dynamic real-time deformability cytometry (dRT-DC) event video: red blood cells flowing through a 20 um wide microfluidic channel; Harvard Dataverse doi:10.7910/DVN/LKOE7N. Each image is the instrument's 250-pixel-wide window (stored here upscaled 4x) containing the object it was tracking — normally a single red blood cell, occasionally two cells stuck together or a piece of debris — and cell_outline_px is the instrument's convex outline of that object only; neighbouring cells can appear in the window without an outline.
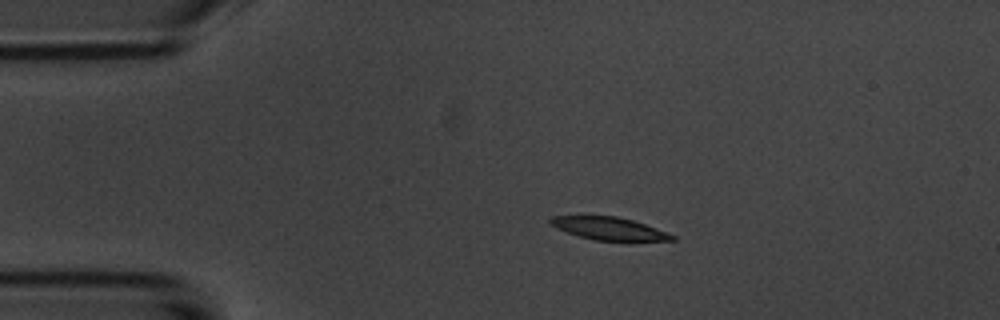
{"species": "common noctule bat (a hibernating species)", "species_latin": "Nyctalus noctula", "temperature_condition": "room temperature", "stored_images_in_passage": 7, "camera_frame_rate_fps": 3000, "um_per_image_px": 0.085, "animal": {"sex": "male", "body_mass_g": 20.1, "forearm_length_mm": 53.5}, "frame": {"image": 1, "passage_image": 2, "time_ms": 2.0, "image_size_px": [1000, 320], "cell_outline_px": [[676, 240], [592, 240], [556, 228], [548, 224], [548, 220], [552, 216], [616, 216], [632, 220], [656, 228], [676, 236]], "centroid_in_image_um": [51.72, 19.41], "position_along_channel_um": 33.3, "area_um2": 15.84}}
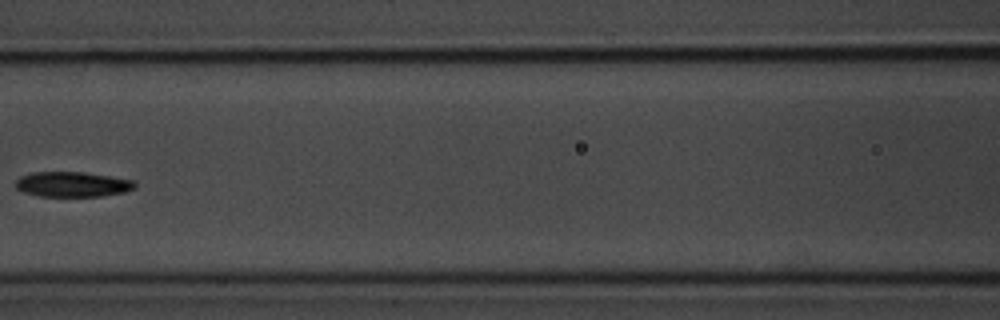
{"frame": {"image": 2, "passage_image": 6, "time_ms": 6.667, "image_size_px": [1000, 320], "cell_outline_px": [[136, 184], [132, 188], [124, 192], [100, 196], [36, 196], [24, 192], [16, 188], [12, 184], [20, 176], [32, 172], [84, 172], [136, 180]], "centroid_in_image_um": [6.11, 15.66], "position_along_channel_um": 160.5, "area_um2": 17.57}}
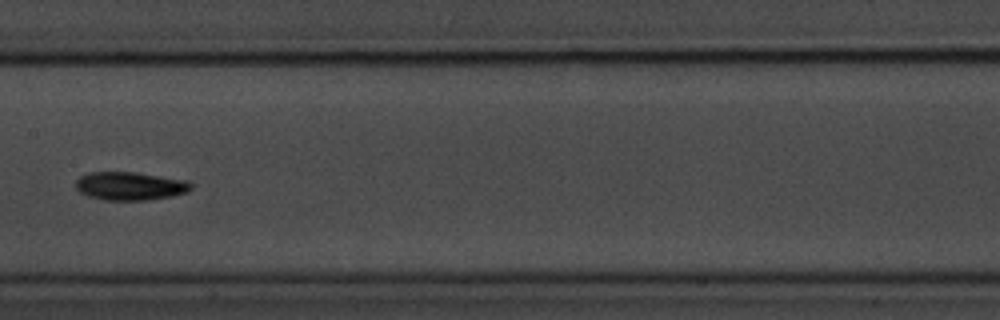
{"frame": {"image": 3, "passage_image": 7, "time_ms": 7.667, "image_size_px": [1000, 320], "cell_outline_px": [[192, 188], [188, 192], [172, 196], [144, 200], [100, 200], [88, 196], [80, 192], [76, 188], [76, 180], [80, 176], [88, 172], [136, 172], [188, 180], [192, 184]], "centroid_in_image_um": [11.06, 15.81], "position_along_channel_um": 196.3, "area_um2": 19.19}}